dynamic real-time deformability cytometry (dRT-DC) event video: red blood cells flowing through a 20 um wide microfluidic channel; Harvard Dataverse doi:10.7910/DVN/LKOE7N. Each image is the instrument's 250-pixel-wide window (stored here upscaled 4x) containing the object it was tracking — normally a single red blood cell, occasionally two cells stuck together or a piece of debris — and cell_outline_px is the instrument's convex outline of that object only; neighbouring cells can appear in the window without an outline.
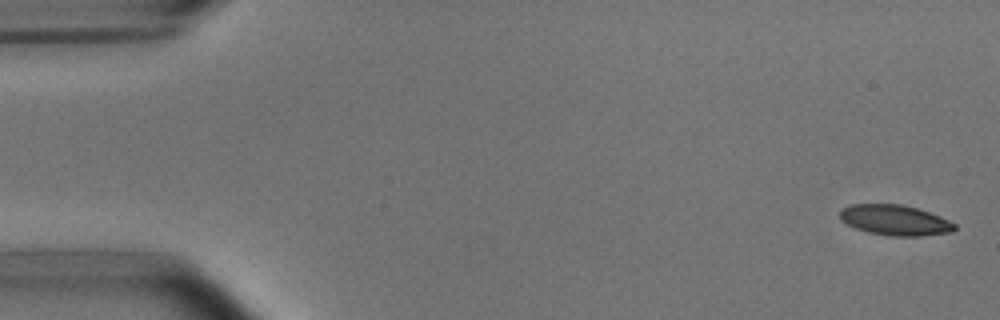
{"species": "common noctule bat (a hibernating species)", "species_latin": "Nyctalus noctula", "temperature_condition": "room temperature", "stored_images_in_passage": 4, "camera_frame_rate_fps": 3000, "um_per_image_px": 0.085, "animal": {"sex": "male", "body_mass_g": 15.6}, "frame": {"image": 1, "passage_image": 1, "time_ms": 0.0, "image_size_px": [1000, 320], "cell_outline_px": [[956, 228], [952, 232], [920, 236], [888, 236], [868, 232], [856, 228], [840, 220], [840, 208], [852, 204], [900, 204], [916, 208], [940, 216], [956, 224]], "centroid_in_image_um": [76.06, 18.71], "position_along_channel_um": 8.9, "area_um2": 20.35}}
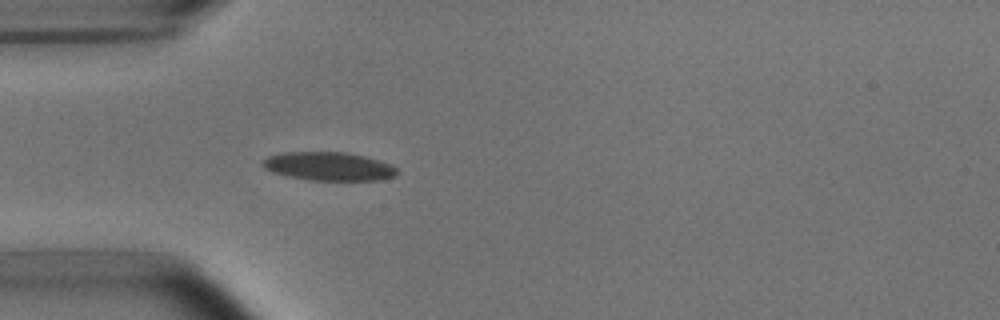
{"frame": {"image": 2, "passage_image": 4, "time_ms": 4.667, "image_size_px": [1000, 320], "cell_outline_px": [[400, 172], [396, 176], [380, 180], [312, 180], [288, 176], [272, 172], [264, 168], [260, 164], [260, 160], [268, 156], [280, 152], [348, 152], [380, 160], [392, 164]], "centroid_in_image_um": [27.94, 14.13], "position_along_channel_um": 57.1, "area_um2": 22.66}}